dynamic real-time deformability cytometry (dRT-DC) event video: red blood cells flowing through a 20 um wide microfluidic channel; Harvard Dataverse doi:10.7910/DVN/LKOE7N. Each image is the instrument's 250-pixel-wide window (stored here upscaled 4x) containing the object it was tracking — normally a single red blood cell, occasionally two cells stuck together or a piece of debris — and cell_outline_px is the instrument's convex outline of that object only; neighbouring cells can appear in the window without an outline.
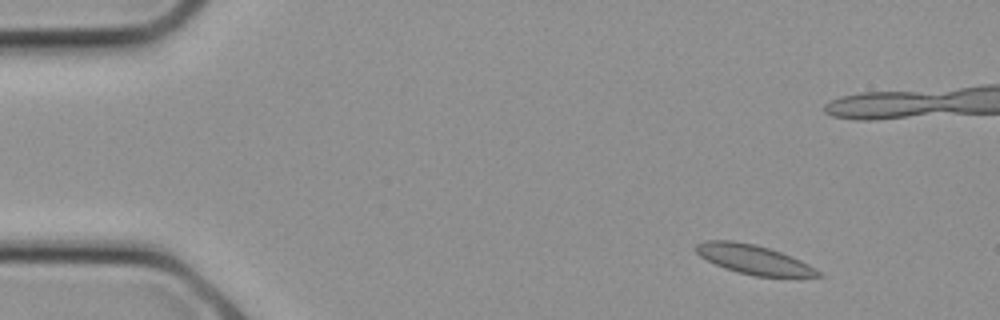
{"species": "common noctule bat (a hibernating species)", "species_latin": "Nyctalus noctula", "temperature_condition": "cold", "stored_images_in_passage": 18, "camera_frame_rate_fps": 3000, "um_per_image_px": 0.085, "animal": {"sex": "female", "body_mass_g": 21.9}, "frame": {"image": 1, "passage_image": 3, "time_ms": 0.667, "image_size_px": [1000, 320], "cell_outline_px": [[824, 276], [756, 276], [736, 272], [724, 268], [700, 256], [696, 252], [696, 244], [708, 240], [732, 240], [756, 244], [780, 252], [800, 260], [808, 264], [820, 272]], "centroid_in_image_um": [64.03, 22.04], "position_along_channel_um": 21.0, "area_um2": 20.52}}
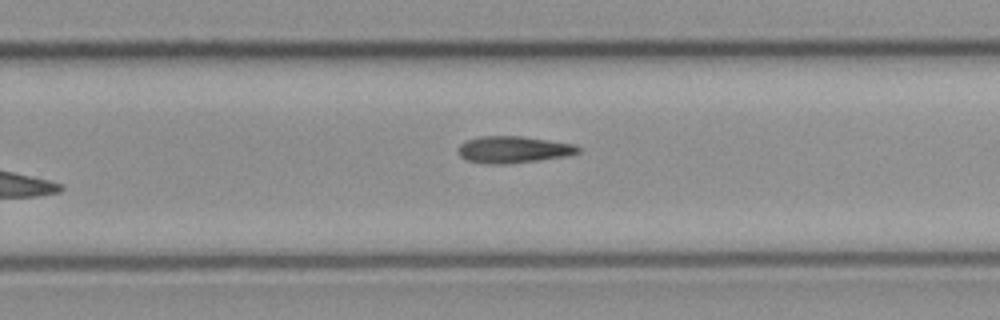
{"frame": {"image": 2, "passage_image": 18, "time_ms": 5.667, "image_size_px": [1000, 320], "cell_outline_px": [[584, 148], [580, 152], [568, 156], [540, 160], [508, 164], [484, 164], [464, 160], [456, 152], [456, 148], [460, 144], [468, 140], [480, 136], [520, 136], [576, 144]], "centroid_in_image_um": [43.64, 12.72], "position_along_channel_um": 286.2, "area_um2": 19.19}}